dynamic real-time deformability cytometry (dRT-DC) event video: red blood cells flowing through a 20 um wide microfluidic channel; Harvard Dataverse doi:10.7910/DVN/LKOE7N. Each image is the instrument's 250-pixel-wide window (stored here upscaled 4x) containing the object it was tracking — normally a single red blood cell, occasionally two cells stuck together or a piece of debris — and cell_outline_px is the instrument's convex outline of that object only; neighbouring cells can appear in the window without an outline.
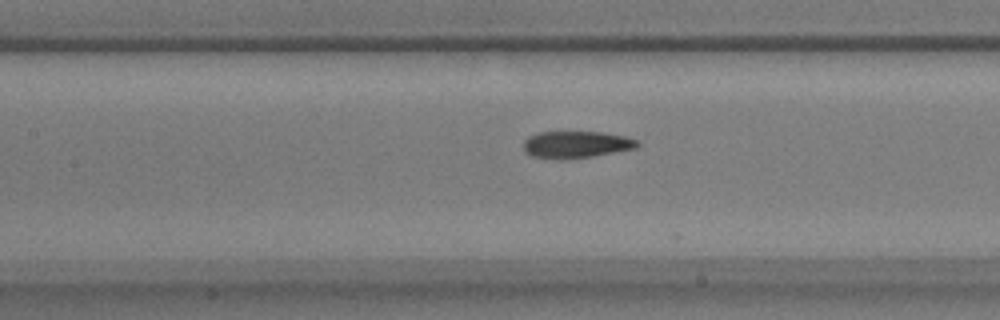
{"species": "common noctule bat (a hibernating species)", "species_latin": "Nyctalus noctula", "temperature_condition": "warm", "stored_images_in_passage": 34, "camera_frame_rate_fps": 3000, "um_per_image_px": 0.085, "animal": {"sex": "male", "body_mass_g": 17.9}, "frame": {"image": 1, "passage_image": 9, "time_ms": 2.667, "image_size_px": [1000, 320], "cell_outline_px": [[640, 144], [636, 148], [592, 156], [560, 160], [556, 160], [532, 156], [524, 152], [524, 140], [528, 136], [540, 132], [600, 132], [624, 136], [636, 140]], "centroid_in_image_um": [48.92, 12.29], "position_along_channel_um": 158.5, "area_um2": 17.86}}
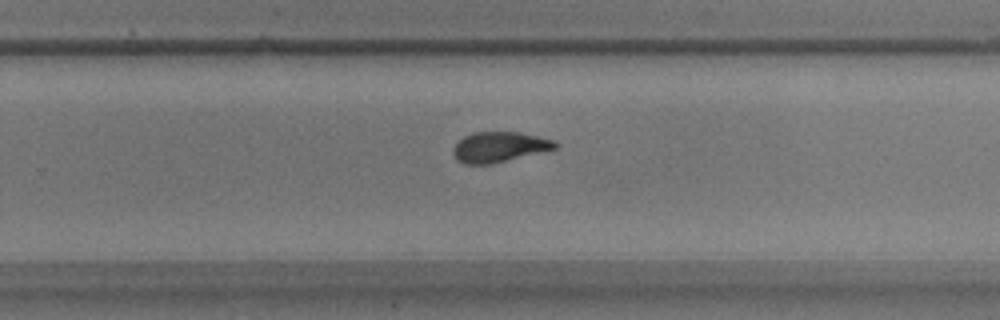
{"frame": {"image": 2, "passage_image": 20, "time_ms": 6.333, "image_size_px": [1000, 320], "cell_outline_px": [[560, 144], [556, 148], [492, 164], [464, 164], [456, 160], [452, 152], [452, 148], [464, 136], [472, 132], [520, 132], [552, 140]], "centroid_in_image_um": [42.39, 12.49], "position_along_channel_um": 287.4, "area_um2": 17.92}}
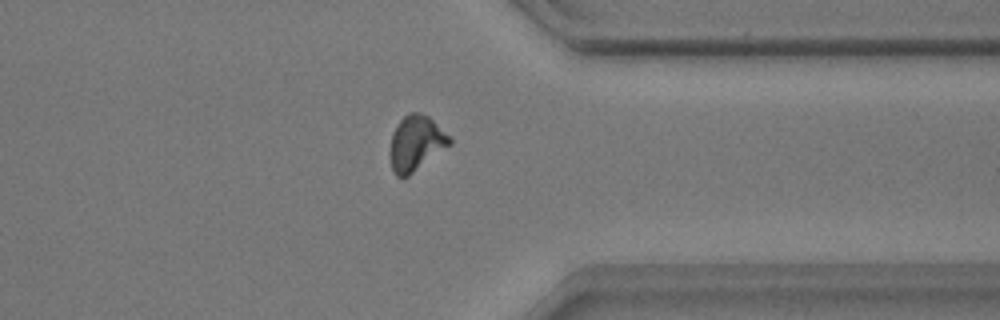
{"frame": {"image": 3, "passage_image": 28, "time_ms": 9.0, "image_size_px": [1000, 320], "cell_outline_px": [[452, 144], [408, 176], [396, 176], [392, 172], [388, 156], [388, 152], [392, 132], [400, 120], [408, 112], [420, 112], [428, 116], [452, 140]], "centroid_in_image_um": [35.3, 12.19], "position_along_channel_um": 376.1, "area_um2": 19.31}, "authors_computed_cell_mechanics": {"area_um2": 18.3804, "velocity_mm_per_s": 3.5286, "shape_relaxation_time_tau1_ms": 5.6943, "shape_relaxation_time_tau2_ms": 2.2642, "deformation_change_tau1": 0.1802, "deformation_change_tau2": 0.0834}}